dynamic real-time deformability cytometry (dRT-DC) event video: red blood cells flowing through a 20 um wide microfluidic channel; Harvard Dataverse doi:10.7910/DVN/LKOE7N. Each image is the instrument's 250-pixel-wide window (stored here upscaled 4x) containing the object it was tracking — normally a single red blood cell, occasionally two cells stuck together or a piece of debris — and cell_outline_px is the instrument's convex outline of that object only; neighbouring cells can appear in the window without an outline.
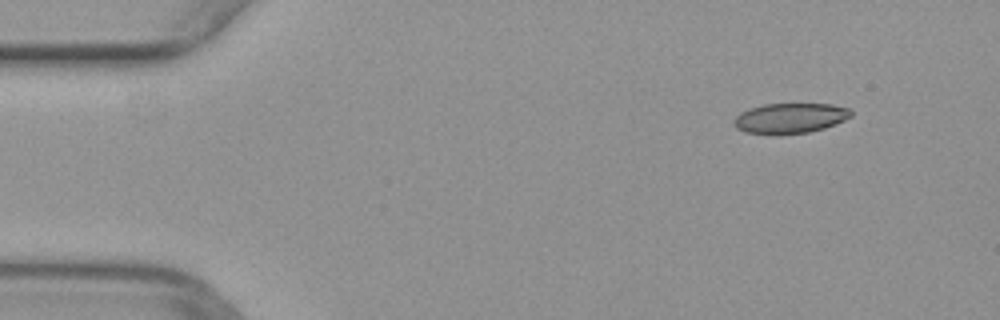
{"species": "common noctule bat (a hibernating species)", "species_latin": "Nyctalus noctula", "temperature_condition": "warm", "stored_images_in_passage": 50, "camera_frame_rate_fps": 3000, "um_per_image_px": 0.085, "animal": {"sex": "female", "body_mass_g": 29.2, "forearm_length_mm": 56.3}, "frame": {"image": 1, "passage_image": 5, "time_ms": 1.333, "image_size_px": [1000, 320], "cell_outline_px": [[852, 116], [836, 124], [824, 128], [808, 132], [780, 136], [772, 136], [744, 132], [736, 128], [732, 124], [732, 120], [740, 112], [764, 104], [832, 104], [848, 108], [852, 112]], "centroid_in_image_um": [67.11, 10.08], "position_along_channel_um": 17.9, "area_um2": 21.1}}
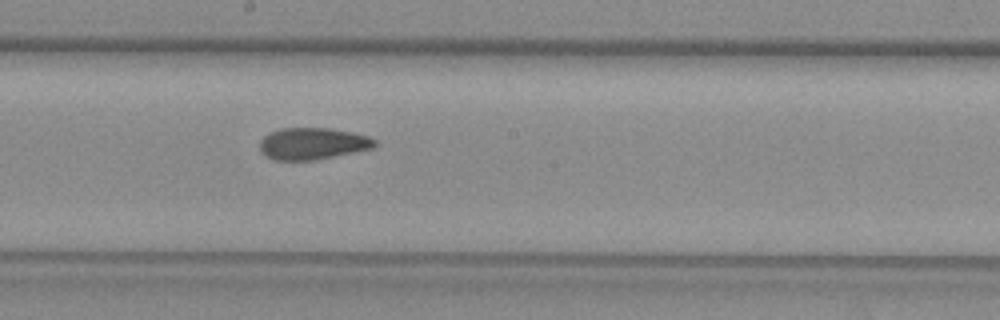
{"frame": {"image": 2, "passage_image": 27, "time_ms": 8.667, "image_size_px": [1000, 320], "cell_outline_px": [[376, 148], [312, 160], [272, 160], [260, 152], [260, 140], [264, 136], [280, 128], [328, 128], [368, 136], [376, 140]], "centroid_in_image_um": [26.56, 12.21], "position_along_channel_um": 221.6, "area_um2": 21.21}}
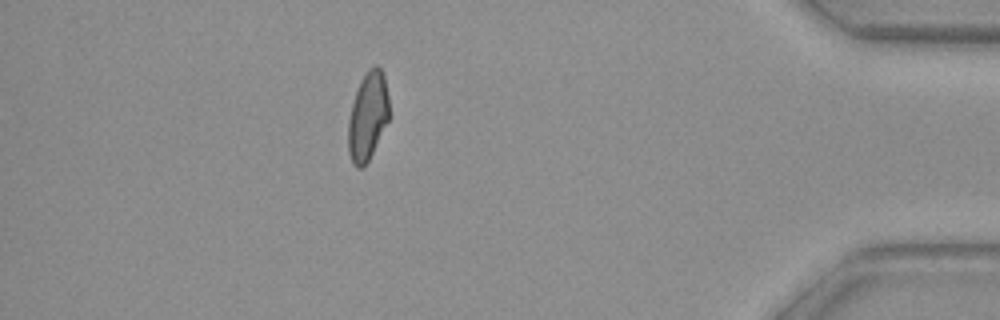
{"frame": {"image": 3, "passage_image": 44, "time_ms": 14.333, "image_size_px": [1000, 320], "cell_outline_px": [[388, 120], [364, 168], [356, 168], [352, 164], [348, 152], [348, 120], [352, 104], [360, 80], [368, 68], [376, 64], [380, 68], [384, 76], [388, 96]], "centroid_in_image_um": [31.23, 9.88], "position_along_channel_um": 404.0, "area_um2": 20.92}}